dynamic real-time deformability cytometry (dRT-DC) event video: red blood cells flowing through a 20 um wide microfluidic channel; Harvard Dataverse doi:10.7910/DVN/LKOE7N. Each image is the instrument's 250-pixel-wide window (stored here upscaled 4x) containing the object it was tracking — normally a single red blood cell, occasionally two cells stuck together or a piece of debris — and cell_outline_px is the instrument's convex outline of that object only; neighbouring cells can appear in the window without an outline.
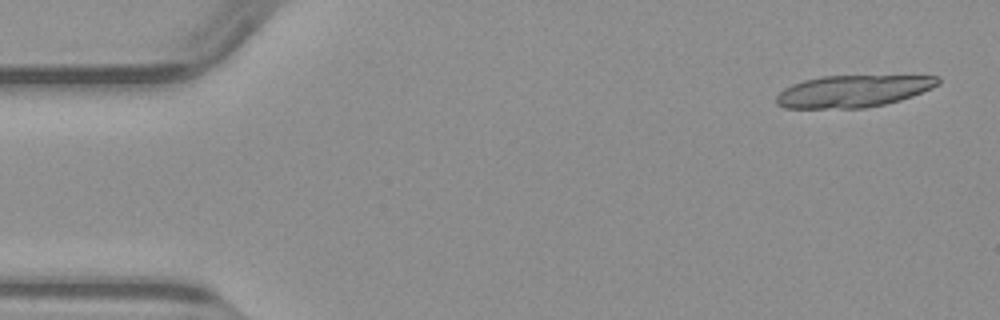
{"species": "common noctule bat (a hibernating species)", "species_latin": "Nyctalus noctula", "temperature_condition": "warm", "stored_images_in_passage": 16, "camera_frame_rate_fps": 3000, "um_per_image_px": 0.085, "animal": {"sex": "male", "body_mass_g": 23.1, "forearm_length_mm": 52.7}, "frame": {"image": 1, "passage_image": 2, "time_ms": 0.333, "image_size_px": [1000, 320], "cell_outline_px": [[940, 80], [932, 88], [912, 96], [900, 100], [884, 104], [864, 108], [784, 108], [776, 104], [776, 96], [784, 88], [792, 84], [804, 80], [824, 76], [940, 76]], "centroid_in_image_um": [72.47, 7.75], "position_along_channel_um": 12.5, "area_um2": 29.94}}